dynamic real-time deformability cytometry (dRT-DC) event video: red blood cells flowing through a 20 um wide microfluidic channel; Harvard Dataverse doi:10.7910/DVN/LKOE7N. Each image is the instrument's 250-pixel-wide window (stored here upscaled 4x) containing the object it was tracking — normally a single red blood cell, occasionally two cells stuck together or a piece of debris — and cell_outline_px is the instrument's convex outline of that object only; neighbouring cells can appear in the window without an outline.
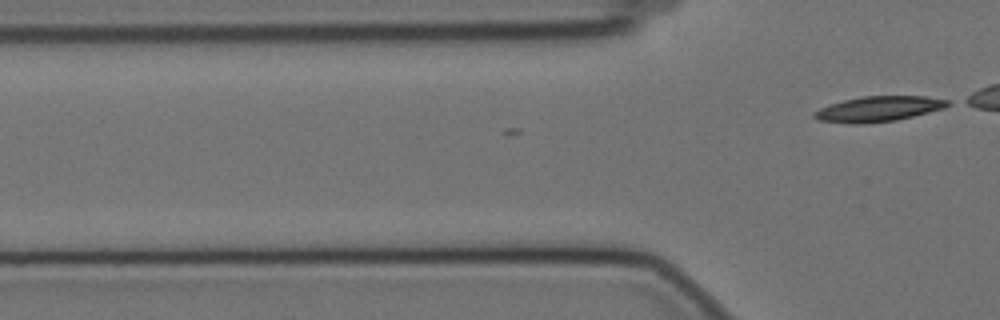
{"species": "Egyptian fruit bat (a non-hibernating species)", "species_latin": "Rousettus aegyptiacus", "temperature_condition": "cold", "stored_images_in_passage": 2, "camera_frame_rate_fps": 3000, "um_per_image_px": 0.085, "animal": {"sex": "female"}, "frame": {"image": 1, "passage_image": 2, "time_ms": 0.333, "image_size_px": [1000, 320], "cell_outline_px": [[952, 104], [944, 108], [896, 120], [864, 124], [852, 124], [820, 120], [812, 116], [812, 112], [820, 108], [844, 100], [864, 96], [924, 96], [948, 100]], "centroid_in_image_um": [74.67, 9.26], "position_along_channel_um": 51.1, "area_um2": 19.54}}